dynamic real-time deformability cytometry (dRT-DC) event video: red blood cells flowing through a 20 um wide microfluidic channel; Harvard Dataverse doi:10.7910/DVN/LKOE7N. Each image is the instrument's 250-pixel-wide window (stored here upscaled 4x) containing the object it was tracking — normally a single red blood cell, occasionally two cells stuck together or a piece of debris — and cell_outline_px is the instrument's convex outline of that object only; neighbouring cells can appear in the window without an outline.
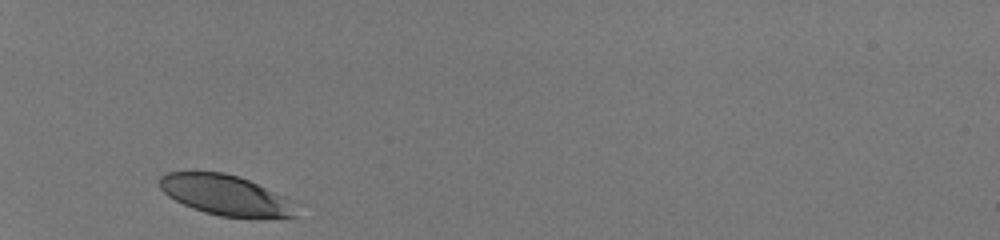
{"species": "human", "species_latin": "Homo sapiens", "temperature_condition": "room temperature", "stored_images_in_passage": 28, "camera_frame_rate_fps": 3000, "um_per_image_px": 0.085, "donor": {"sex": "male"}, "frame": {"image": 1, "passage_image": 1, "time_ms": 0.0, "image_size_px": [1000, 240], "cell_outline_px": [[296, 216], [256, 220], [220, 216], [204, 212], [192, 208], [168, 196], [156, 184], [156, 180], [160, 176], [168, 172], [224, 172], [240, 176], [284, 196], [292, 200]], "centroid_in_image_um": [19.17, 16.61], "position_along_channel_um": 65.8, "area_um2": 32.66}}
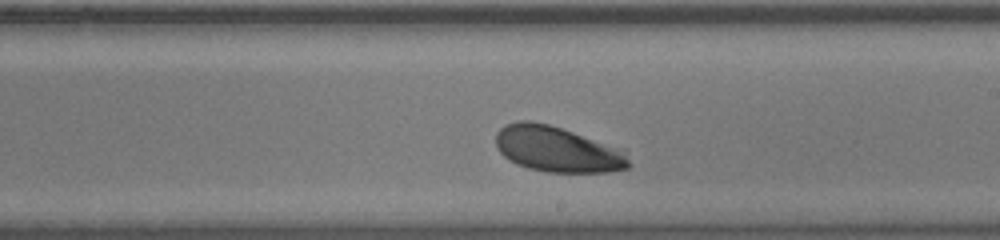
{"frame": {"image": 2, "passage_image": 16, "time_ms": 5.0, "image_size_px": [1000, 240], "cell_outline_px": [[632, 164], [628, 168], [612, 172], [548, 172], [528, 168], [516, 164], [504, 156], [496, 148], [496, 132], [504, 124], [516, 120], [532, 120], [548, 124], [572, 132], [592, 140], [620, 152]], "centroid_in_image_um": [47.22, 12.69], "position_along_channel_um": 241.8, "area_um2": 34.56}}
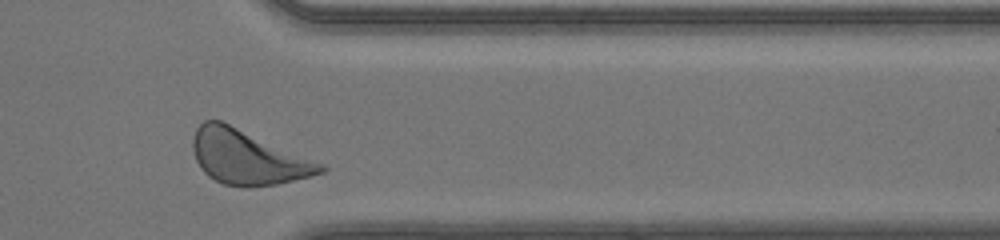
{"frame": {"image": 3, "passage_image": 27, "time_ms": 8.667, "image_size_px": [1000, 240], "cell_outline_px": [[328, 168], [324, 172], [312, 176], [276, 184], [248, 188], [224, 184], [208, 176], [200, 168], [196, 160], [192, 148], [192, 140], [196, 128], [204, 120], [220, 120], [324, 164]], "centroid_in_image_um": [21.03, 13.38], "position_along_channel_um": 390.4, "area_um2": 40.23}, "authors_computed_cell_mechanics": {"area_um2": 35.1424, "velocity_mm_per_s": 4.0389, "shape_relaxation_time_tau1_ms": 1.7414, "shape_relaxation_time_tau2_ms": null, "deformation_change_tau1": 0.101, "deformation_change_tau2": null}}